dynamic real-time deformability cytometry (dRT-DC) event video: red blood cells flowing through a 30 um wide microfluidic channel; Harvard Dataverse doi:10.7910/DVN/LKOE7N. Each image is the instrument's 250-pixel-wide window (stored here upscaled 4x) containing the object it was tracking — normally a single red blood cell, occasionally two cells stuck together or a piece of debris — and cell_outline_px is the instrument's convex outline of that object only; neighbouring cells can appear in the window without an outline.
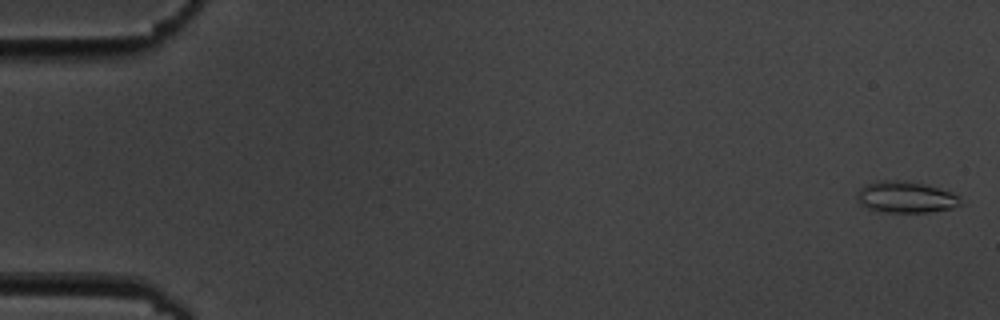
{"species": "common noctule bat (a hibernating species)", "species_latin": "Nyctalus noctula", "temperature_condition": "cold", "stored_images_in_passage": 7, "camera_frame_rate_fps": 3000, "um_per_image_px": 0.085, "animal": {"sex": "male", "body_mass_g": 19.5, "forearm_length_mm": 54.6}, "frame": {"image": 1, "passage_image": 1, "time_ms": 0.0, "image_size_px": [1000, 320], "cell_outline_px": [[964, 204], [952, 208], [928, 212], [876, 212], [860, 204], [856, 200], [856, 192], [864, 184], [876, 180], [904, 180], [924, 184], [952, 192], [960, 196]], "centroid_in_image_um": [76.96, 16.75], "position_along_channel_um": 8.0, "area_um2": 19.42}}
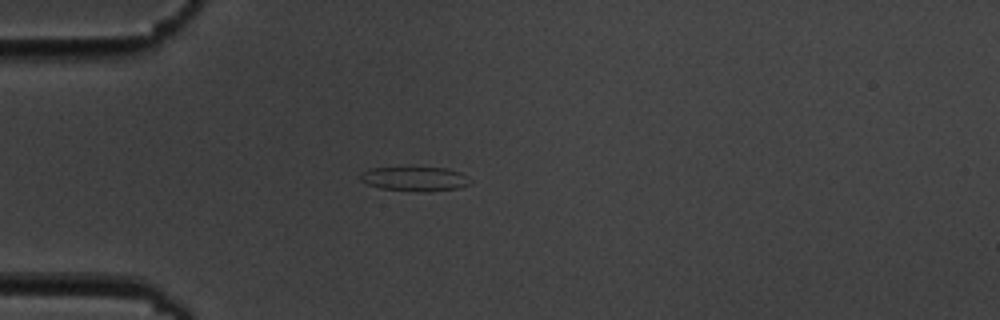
{"frame": {"image": 2, "passage_image": 5, "time_ms": 5.0, "image_size_px": [1000, 320], "cell_outline_px": [[472, 180], [468, 184], [460, 188], [380, 188], [368, 184], [360, 180], [360, 176], [364, 172], [372, 168], [448, 168], [460, 172]], "centroid_in_image_um": [35.26, 15.14], "position_along_channel_um": 49.7, "area_um2": 14.22}}
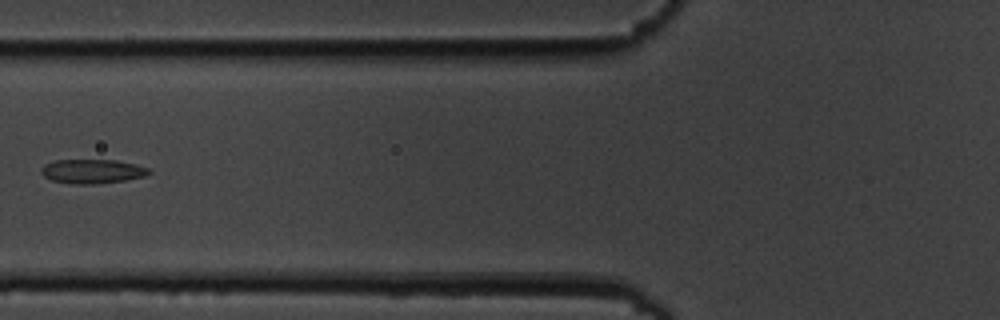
{"frame": {"image": 3, "passage_image": 7, "time_ms": 7.333, "image_size_px": [1000, 320], "cell_outline_px": [[152, 172], [144, 176], [124, 180], [92, 184], [68, 184], [52, 180], [44, 176], [40, 172], [40, 168], [44, 164], [56, 160], [116, 160], [136, 164], [148, 168]], "centroid_in_image_um": [7.81, 14.56], "position_along_channel_um": 118.0, "area_um2": 15.2}}